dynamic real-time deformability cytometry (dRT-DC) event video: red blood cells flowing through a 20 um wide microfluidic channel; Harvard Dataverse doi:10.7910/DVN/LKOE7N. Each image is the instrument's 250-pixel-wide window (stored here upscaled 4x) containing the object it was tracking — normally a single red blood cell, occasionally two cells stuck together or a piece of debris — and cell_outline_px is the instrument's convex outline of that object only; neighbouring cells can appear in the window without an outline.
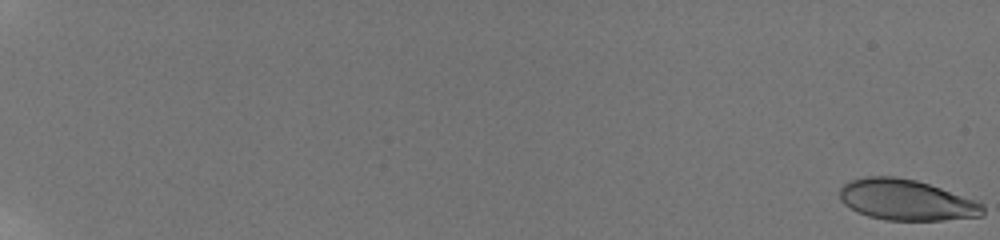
{"species": "human", "species_latin": "Homo sapiens", "temperature_condition": "room temperature", "stored_images_in_passage": 29, "camera_frame_rate_fps": 3000, "um_per_image_px": 0.085, "donor": {"sex": "male"}, "frame": {"image": 1, "passage_image": 1, "time_ms": 0.0, "image_size_px": [1000, 240], "cell_outline_px": [[984, 216], [940, 220], [884, 220], [868, 216], [856, 212], [844, 204], [840, 200], [840, 188], [844, 184], [852, 180], [864, 176], [896, 176], [916, 180], [940, 188], [984, 204]], "centroid_in_image_um": [77.0, 17.0], "position_along_channel_um": 8.0, "area_um2": 33.99}}
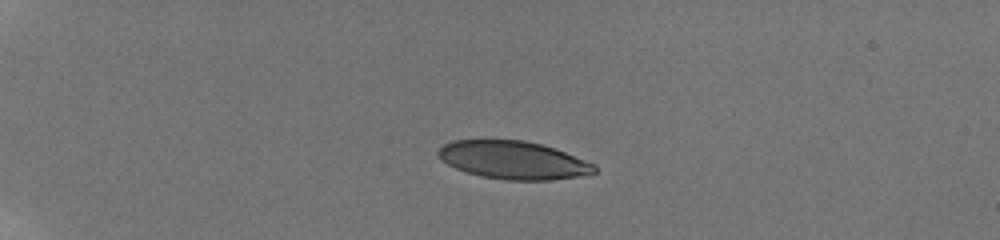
{"frame": {"image": 2, "passage_image": 28, "time_ms": 5.667, "image_size_px": [1000, 240], "cell_outline_px": [[596, 172], [580, 176], [552, 180], [508, 180], [480, 176], [464, 172], [440, 160], [436, 156], [436, 152], [444, 144], [452, 140], [524, 140], [540, 144], [564, 152], [596, 164]], "centroid_in_image_um": [43.59, 13.61], "position_along_channel_um": 41.4, "area_um2": 34.62}}